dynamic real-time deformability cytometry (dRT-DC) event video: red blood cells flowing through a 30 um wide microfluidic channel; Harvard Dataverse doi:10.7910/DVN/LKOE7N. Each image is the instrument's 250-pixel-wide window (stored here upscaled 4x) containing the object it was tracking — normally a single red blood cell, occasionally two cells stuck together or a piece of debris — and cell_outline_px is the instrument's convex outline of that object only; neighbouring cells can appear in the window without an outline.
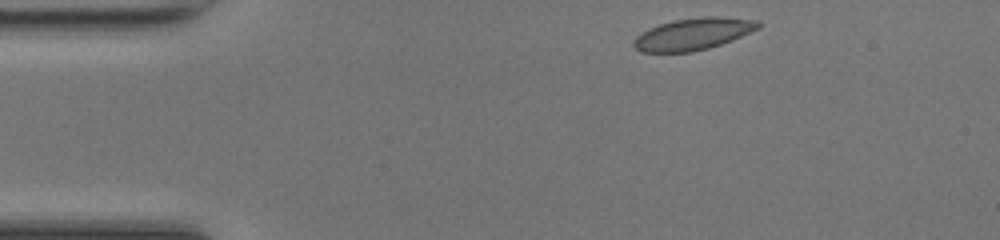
{"species": "common noctule bat (a hibernating species)", "species_latin": "Nyctalus noctula", "temperature_condition": "room temperature", "stored_images_in_passage": 42, "camera_frame_rate_fps": 3000, "um_per_image_px": 0.085, "animal": {"sex": "female", "body_mass_g": 17.0, "forearm_length_mm": 48.0}, "frame": {"image": 1, "passage_image": 1, "time_ms": 0.0, "image_size_px": [1000, 240], "cell_outline_px": [[764, 24], [760, 28], [732, 40], [708, 48], [692, 52], [640, 52], [632, 44], [632, 40], [640, 32], [648, 28], [672, 20], [704, 16], [720, 16], [756, 20]], "centroid_in_image_um": [58.91, 2.88], "position_along_channel_um": 26.1, "area_um2": 23.41}}
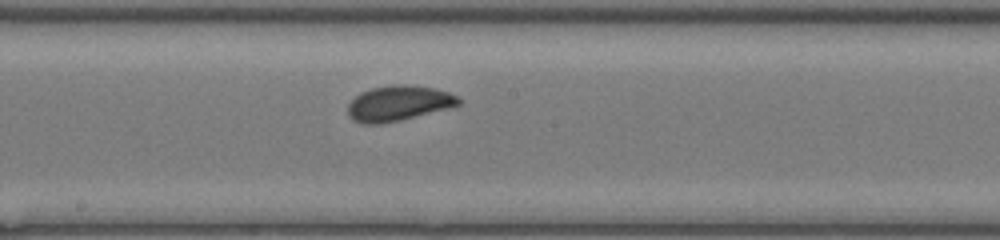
{"frame": {"image": 2, "passage_image": 19, "time_ms": 6.0, "image_size_px": [1000, 240], "cell_outline_px": [[464, 100], [460, 104], [448, 108], [400, 120], [380, 124], [364, 124], [352, 120], [348, 116], [348, 104], [360, 92], [372, 88], [396, 84], [400, 84], [436, 88], [448, 92]], "centroid_in_image_um": [33.86, 8.78], "position_along_channel_um": 214.3, "area_um2": 22.72}}
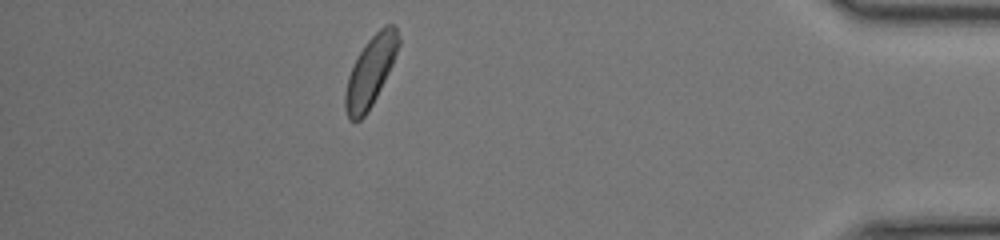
{"frame": {"image": 3, "passage_image": 36, "time_ms": 11.667, "image_size_px": [1000, 240], "cell_outline_px": [[400, 44], [392, 64], [368, 112], [360, 120], [348, 120], [344, 108], [344, 96], [348, 76], [364, 44], [384, 24], [392, 24], [396, 28], [400, 36]], "centroid_in_image_um": [31.48, 6.07], "position_along_channel_um": 403.7, "area_um2": 21.39}, "authors_computed_cell_mechanics": {"area_um2": 22.0796, "velocity_mm_per_s": 4.2497, "shape_relaxation_time_tau1_ms": 7.4042, "shape_relaxation_time_tau2_ms": null, "deformation_change_tau1": 0.1942, "deformation_change_tau2": null}}